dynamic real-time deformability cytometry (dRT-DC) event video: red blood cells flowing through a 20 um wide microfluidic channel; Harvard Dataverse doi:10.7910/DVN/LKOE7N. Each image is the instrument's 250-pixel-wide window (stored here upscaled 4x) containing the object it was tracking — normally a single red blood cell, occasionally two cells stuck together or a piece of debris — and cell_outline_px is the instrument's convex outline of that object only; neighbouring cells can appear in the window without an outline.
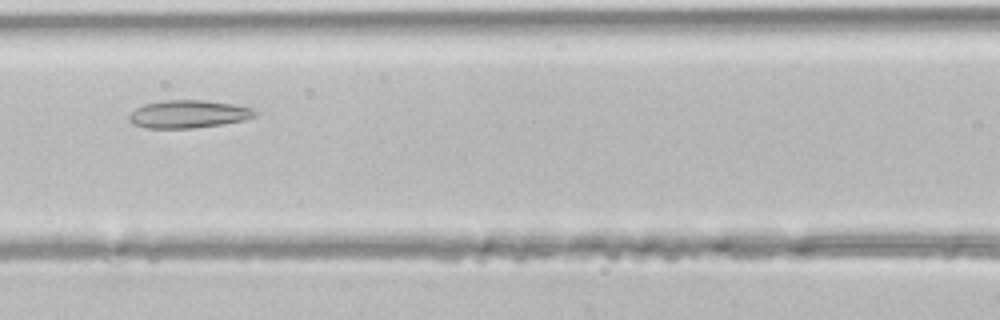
{"species": "common noctule bat (a hibernating species)", "species_latin": "Nyctalus noctula", "temperature_condition": "room temperature", "stored_images_in_passage": 32, "camera_frame_rate_fps": 3000, "um_per_image_px": 0.085, "animal": {"sex": "male", "body_mass_g": 21.5, "forearm_length_mm": 52.0}, "frame": {"image": 1, "passage_image": 9, "time_ms": 2.667, "image_size_px": [1000, 320], "cell_outline_px": [[260, 112], [256, 116], [244, 120], [220, 124], [192, 128], [148, 128], [132, 124], [128, 120], [128, 116], [136, 108], [144, 104], [164, 100], [204, 100], [232, 104], [252, 108]], "centroid_in_image_um": [16.02, 9.69], "position_along_channel_um": 150.6, "area_um2": 20.4}}
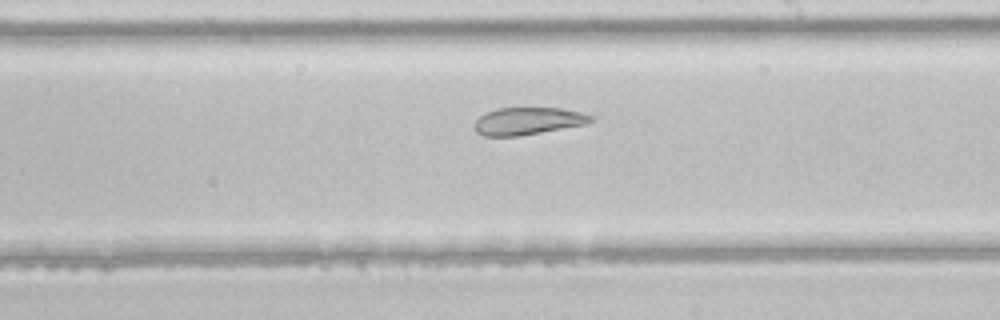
{"frame": {"image": 2, "passage_image": 15, "time_ms": 4.667, "image_size_px": [1000, 320], "cell_outline_px": [[592, 120], [588, 124], [520, 136], [484, 136], [476, 132], [472, 128], [472, 124], [484, 112], [496, 108], [560, 108], [580, 112], [592, 116]], "centroid_in_image_um": [44.81, 10.29], "position_along_channel_um": 244.2, "area_um2": 18.79}}
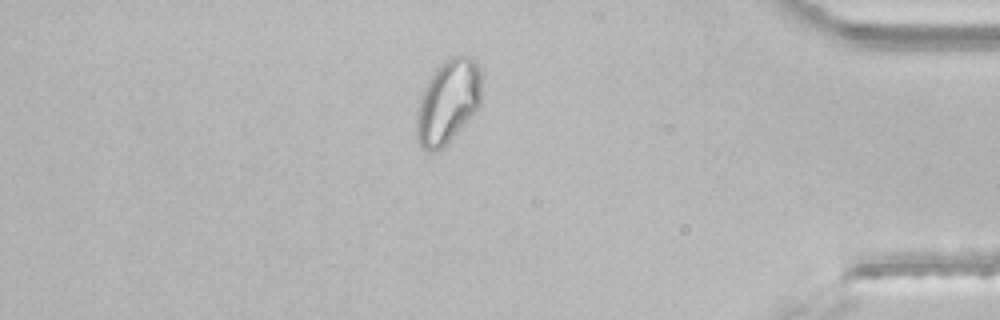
{"frame": {"image": 3, "passage_image": 27, "time_ms": 8.667, "image_size_px": [1000, 320], "cell_outline_px": [[480, 104], [476, 112], [436, 152], [428, 152], [416, 140], [416, 112], [424, 88], [428, 80], [444, 60], [452, 56], [472, 56], [480, 72]], "centroid_in_image_um": [38.05, 8.64], "position_along_channel_um": 397.1, "area_um2": 31.27}}